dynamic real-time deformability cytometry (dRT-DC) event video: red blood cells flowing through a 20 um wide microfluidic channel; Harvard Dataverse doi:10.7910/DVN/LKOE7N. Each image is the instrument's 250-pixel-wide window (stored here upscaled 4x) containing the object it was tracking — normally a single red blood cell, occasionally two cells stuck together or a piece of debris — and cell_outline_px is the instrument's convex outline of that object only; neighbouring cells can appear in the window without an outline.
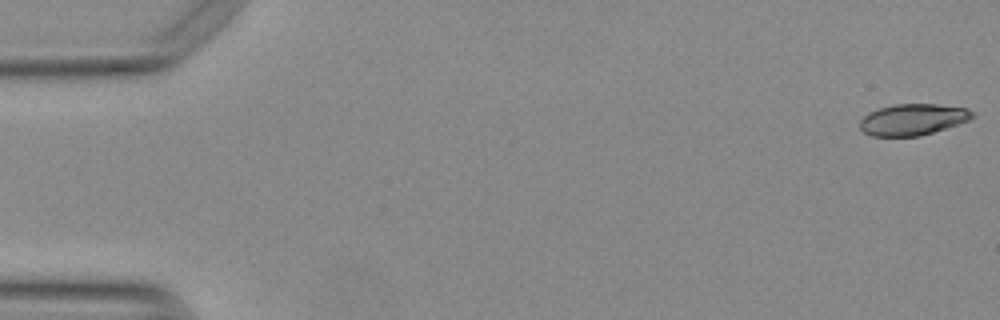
{"species": "Egyptian fruit bat (a non-hibernating species)", "species_latin": "Rousettus aegyptiacus", "temperature_condition": "warm", "stored_images_in_passage": 54, "camera_frame_rate_fps": 3000, "um_per_image_px": 0.085, "animal": {"sex": "female"}, "frame": {"image": 1, "passage_image": 1, "time_ms": 0.0, "image_size_px": [1000, 320], "cell_outline_px": [[972, 116], [968, 120], [920, 136], [872, 136], [864, 132], [860, 128], [860, 120], [868, 112], [880, 108], [896, 104], [936, 104], [968, 108], [972, 112]], "centroid_in_image_um": [77.54, 10.15], "position_along_channel_um": 7.5, "area_um2": 20.23}}
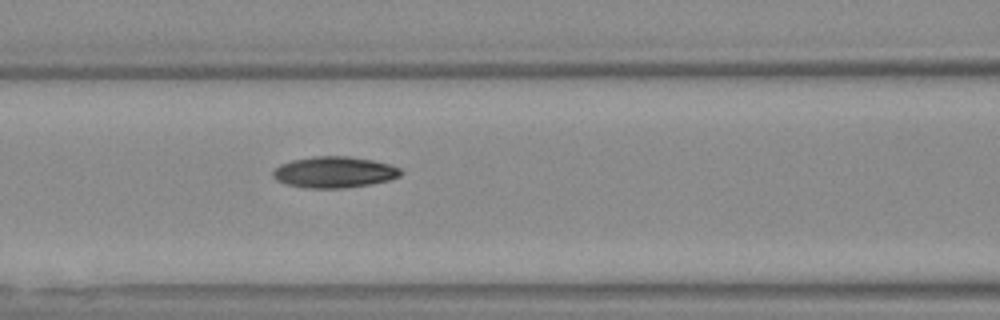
{"frame": {"image": 2, "passage_image": 23, "time_ms": 7.333, "image_size_px": [1000, 320], "cell_outline_px": [[404, 172], [400, 176], [388, 180], [368, 184], [340, 188], [308, 188], [288, 184], [276, 180], [272, 176], [272, 172], [280, 164], [292, 160], [312, 156], [348, 156], [372, 160], [388, 164], [400, 168]], "centroid_in_image_um": [28.4, 14.62], "position_along_channel_um": 138.2, "area_um2": 23.06}}
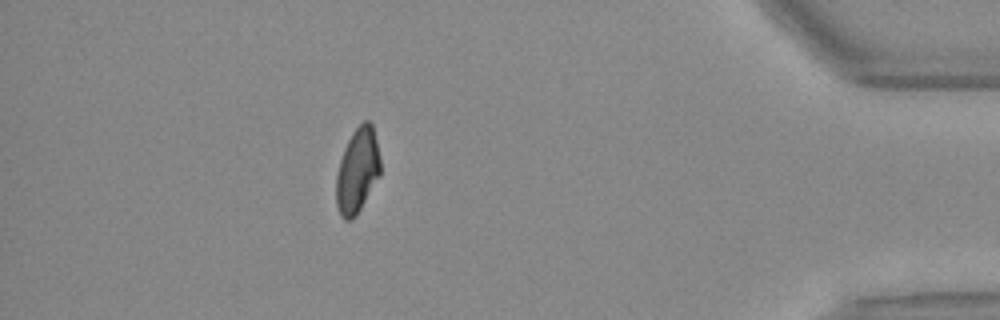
{"frame": {"image": 3, "passage_image": 48, "time_ms": 15.667, "image_size_px": [1000, 320], "cell_outline_px": [[380, 176], [356, 216], [352, 220], [344, 220], [340, 216], [336, 204], [336, 176], [340, 160], [344, 148], [352, 132], [364, 120], [368, 120], [372, 124], [376, 140], [380, 160]], "centroid_in_image_um": [30.37, 14.53], "position_along_channel_um": 404.8, "area_um2": 21.91}, "authors_computed_cell_mechanics": {"area_um2": 22.3686, "velocity_mm_per_s": 3.7859, "shape_relaxation_time_tau1_ms": 5.8587, "shape_relaxation_time_tau2_ms": 5.9298, "deformation_change_tau1": 0.1805, "deformation_change_tau2": 0.1037}}